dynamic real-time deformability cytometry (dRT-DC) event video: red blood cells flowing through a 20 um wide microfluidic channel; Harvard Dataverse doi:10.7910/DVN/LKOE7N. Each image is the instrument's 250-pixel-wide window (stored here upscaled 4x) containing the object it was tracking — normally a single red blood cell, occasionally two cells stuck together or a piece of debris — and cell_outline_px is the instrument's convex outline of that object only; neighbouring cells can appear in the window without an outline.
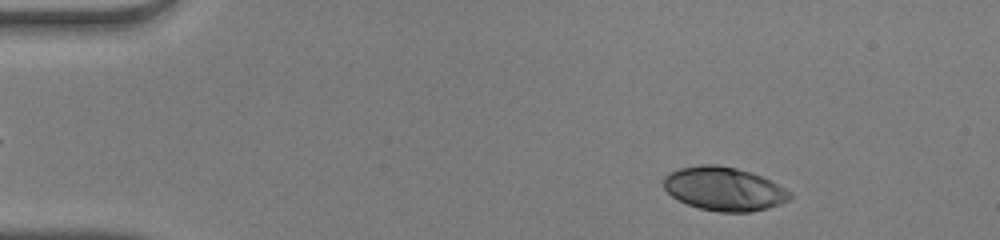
{"species": "human", "species_latin": "Homo sapiens", "temperature_condition": "warm", "stored_images_in_passage": 29, "camera_frame_rate_fps": 3000, "um_per_image_px": 0.085, "donor": {"sex": "male"}, "frame": {"image": 1, "passage_image": 4, "time_ms": 1.0, "image_size_px": [1000, 240], "cell_outline_px": [[792, 200], [768, 208], [748, 212], [720, 212], [700, 208], [688, 204], [672, 196], [664, 188], [664, 176], [668, 172], [680, 168], [700, 164], [716, 164], [736, 168], [760, 176], [792, 192]], "centroid_in_image_um": [61.54, 16.05], "position_along_channel_um": 23.5, "area_um2": 31.96}}
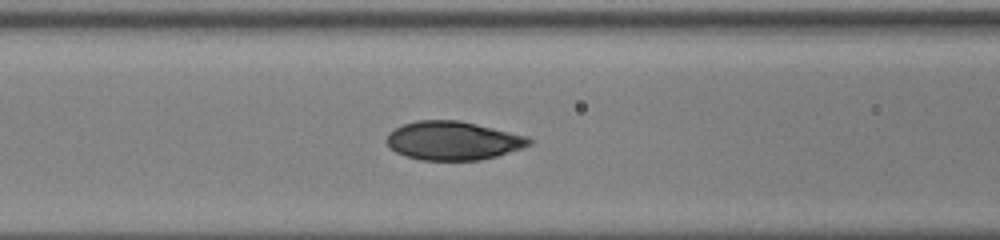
{"frame": {"image": 2, "passage_image": 18, "time_ms": 5.667, "image_size_px": [1000, 240], "cell_outline_px": [[532, 144], [496, 156], [480, 160], [420, 160], [404, 156], [396, 152], [388, 144], [388, 132], [404, 124], [416, 120], [460, 120], [528, 136], [532, 140]], "centroid_in_image_um": [38.51, 11.95], "position_along_channel_um": 128.1, "area_um2": 31.96}}
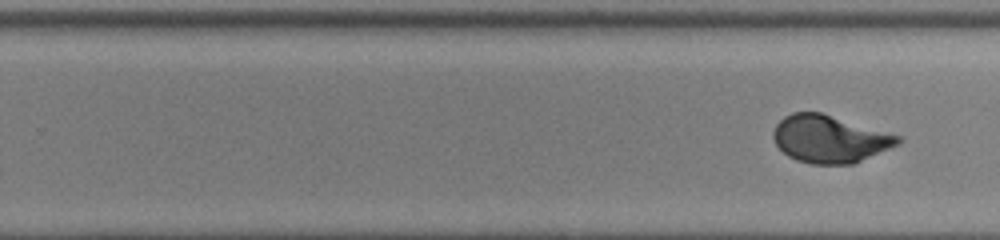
{"frame": {"image": 3, "passage_image": 29, "time_ms": 9.333, "image_size_px": [1000, 240], "cell_outline_px": [[904, 140], [900, 144], [856, 164], [812, 164], [796, 160], [788, 156], [776, 144], [772, 136], [772, 132], [776, 124], [784, 116], [792, 112], [820, 112], [900, 136]], "centroid_in_image_um": [70.53, 11.83], "position_along_channel_um": 259.3, "area_um2": 34.56}}